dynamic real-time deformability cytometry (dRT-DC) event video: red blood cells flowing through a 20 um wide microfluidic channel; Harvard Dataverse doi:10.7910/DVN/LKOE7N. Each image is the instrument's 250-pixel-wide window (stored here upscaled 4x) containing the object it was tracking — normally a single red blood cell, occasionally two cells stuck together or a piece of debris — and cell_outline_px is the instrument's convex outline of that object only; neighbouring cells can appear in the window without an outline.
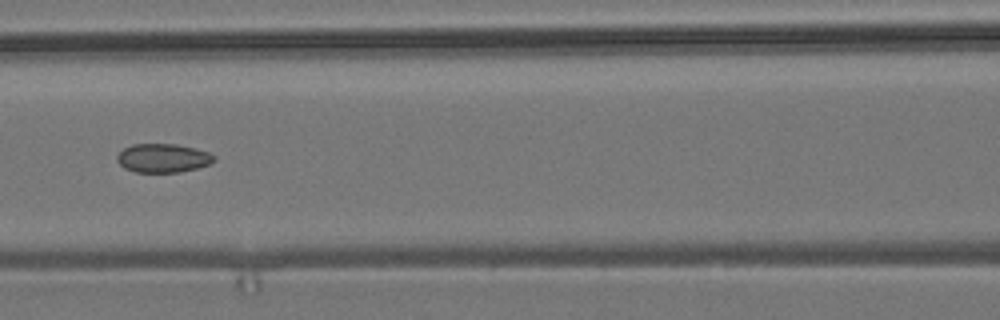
{"species": "common noctule bat (a hibernating species)", "species_latin": "Nyctalus noctula", "temperature_condition": "room temperature", "stored_images_in_passage": 6, "camera_frame_rate_fps": 3000, "um_per_image_px": 0.085, "animal": {"sex": "male", "body_mass_g": 19.2, "forearm_length_mm": 51.8}, "frame": {"image": 1, "passage_image": 3, "time_ms": 2.333, "image_size_px": [1000, 320], "cell_outline_px": [[216, 160], [208, 164], [196, 168], [180, 172], [136, 172], [124, 168], [116, 160], [116, 156], [124, 148], [132, 144], [176, 144], [208, 152], [216, 156]], "centroid_in_image_um": [13.83, 13.44], "position_along_channel_um": 152.8, "area_um2": 16.18}}
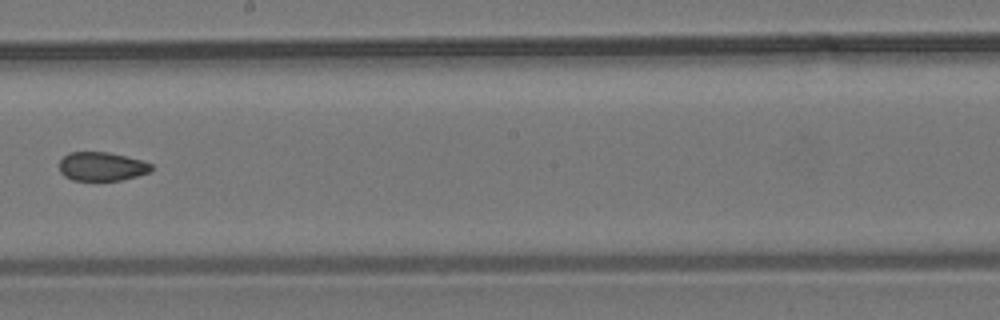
{"frame": {"image": 2, "passage_image": 5, "time_ms": 4.667, "image_size_px": [1000, 320], "cell_outline_px": [[152, 172], [120, 180], [72, 180], [64, 176], [60, 172], [60, 160], [68, 152], [108, 152], [140, 160], [152, 164]], "centroid_in_image_um": [8.64, 14.15], "position_along_channel_um": 239.6, "area_um2": 15.37}}
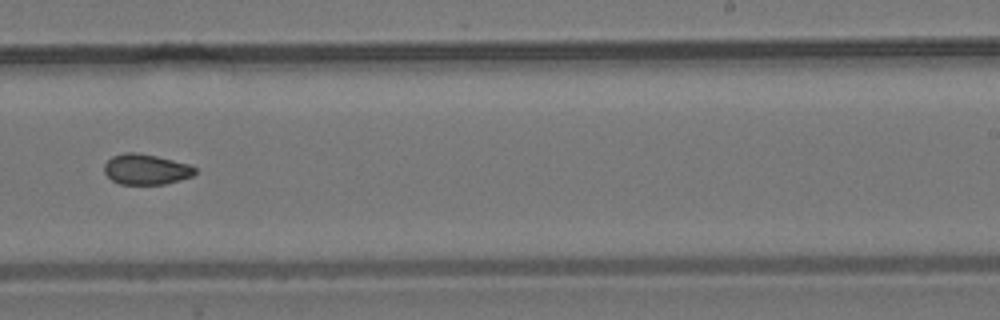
{"frame": {"image": 3, "passage_image": 6, "time_ms": 5.667, "image_size_px": [1000, 320], "cell_outline_px": [[196, 172], [192, 176], [180, 180], [164, 184], [120, 184], [112, 180], [104, 172], [104, 164], [112, 156], [124, 152], [136, 152], [156, 156], [188, 164], [196, 168]], "centroid_in_image_um": [12.39, 14.39], "position_along_channel_um": 276.6, "area_um2": 16.07}}